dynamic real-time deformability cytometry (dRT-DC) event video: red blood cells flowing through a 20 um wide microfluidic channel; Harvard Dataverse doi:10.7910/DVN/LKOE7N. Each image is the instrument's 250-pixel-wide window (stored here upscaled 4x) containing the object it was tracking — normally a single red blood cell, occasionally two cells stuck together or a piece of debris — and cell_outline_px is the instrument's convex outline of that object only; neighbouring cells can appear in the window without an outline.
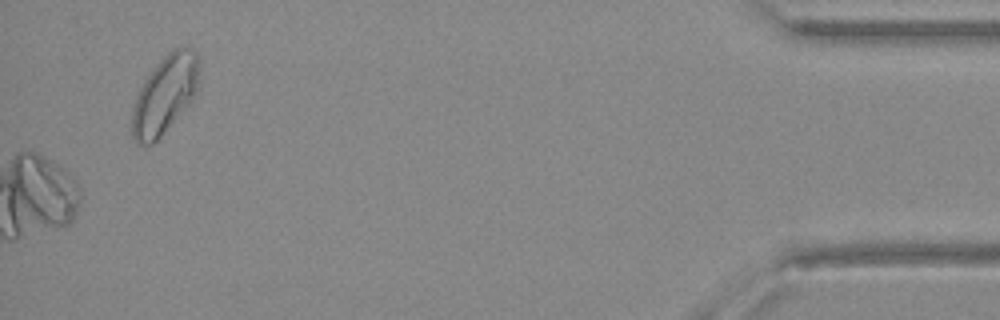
{"species": "Egyptian fruit bat (a non-hibernating species)", "species_latin": "Rousettus aegyptiacus", "temperature_condition": "warm", "stored_images_in_passage": 31, "camera_frame_rate_fps": 3000, "um_per_image_px": 0.085, "animal": {"sex": "female"}, "frame": {"image": 1, "passage_image": 31, "time_ms": 10.0, "image_size_px": [1000, 320], "cell_outline_px": [[200, 88], [196, 96], [160, 136], [152, 144], [136, 144], [132, 136], [132, 108], [136, 96], [144, 80], [156, 64], [172, 48], [192, 48], [196, 52], [200, 60]], "centroid_in_image_um": [14.05, 8.01], "position_along_channel_um": 421.1, "area_um2": 30.87}}